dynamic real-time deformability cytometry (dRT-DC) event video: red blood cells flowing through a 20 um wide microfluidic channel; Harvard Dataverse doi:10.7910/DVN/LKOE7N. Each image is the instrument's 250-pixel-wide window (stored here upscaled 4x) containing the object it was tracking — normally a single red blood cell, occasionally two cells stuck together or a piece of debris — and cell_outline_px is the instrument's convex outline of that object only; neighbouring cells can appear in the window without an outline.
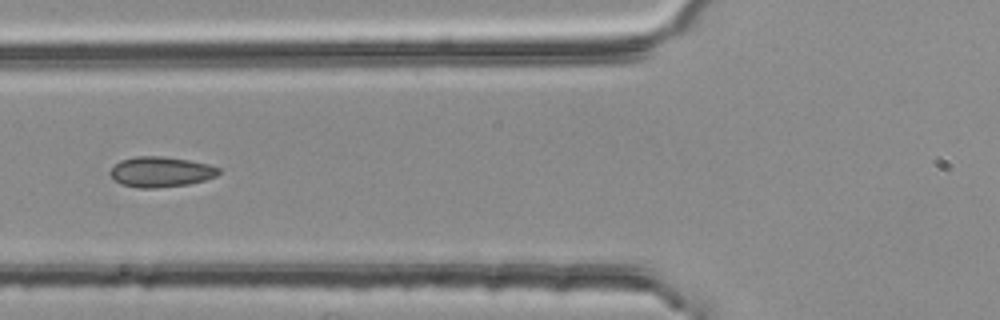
{"species": "common noctule bat (a hibernating species)", "species_latin": "Nyctalus noctula", "temperature_condition": "room temperature", "stored_images_in_passage": 4, "camera_frame_rate_fps": 3000, "um_per_image_px": 0.085, "animal": {"sex": "female", "body_mass_g": 25.1}, "frame": {"image": 1, "passage_image": 4, "time_ms": 1.0, "image_size_px": [1000, 320], "cell_outline_px": [[220, 172], [216, 176], [204, 180], [188, 184], [152, 188], [140, 188], [120, 184], [108, 172], [120, 160], [136, 156], [164, 156], [188, 160], [208, 164], [220, 168]], "centroid_in_image_um": [13.66, 14.6], "position_along_channel_um": 112.1, "area_um2": 19.07}}